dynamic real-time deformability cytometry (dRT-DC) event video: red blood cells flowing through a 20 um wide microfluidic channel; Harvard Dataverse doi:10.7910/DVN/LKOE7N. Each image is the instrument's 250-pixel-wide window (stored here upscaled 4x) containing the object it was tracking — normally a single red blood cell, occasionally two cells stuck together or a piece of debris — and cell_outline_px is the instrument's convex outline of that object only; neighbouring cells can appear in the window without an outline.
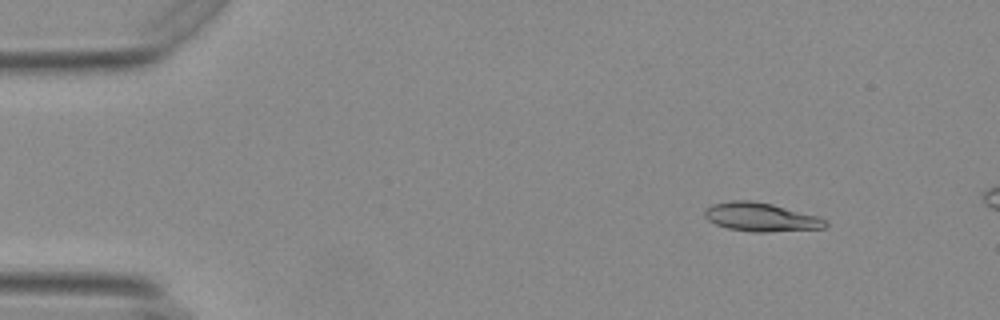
{"species": "Egyptian fruit bat (a non-hibernating species)", "species_latin": "Rousettus aegyptiacus", "temperature_condition": "warm", "stored_images_in_passage": 12, "camera_frame_rate_fps": 3000, "um_per_image_px": 0.085, "animal": {"sex": "female"}, "frame": {"image": 1, "passage_image": 2, "time_ms": 0.333, "image_size_px": [1000, 320], "cell_outline_px": [[828, 224], [824, 228], [768, 232], [752, 232], [728, 228], [716, 224], [708, 220], [704, 216], [704, 212], [712, 204], [732, 200], [752, 200], [772, 204], [816, 216], [824, 220]], "centroid_in_image_um": [64.64, 18.45], "position_along_channel_um": 20.4, "area_um2": 19.94}}